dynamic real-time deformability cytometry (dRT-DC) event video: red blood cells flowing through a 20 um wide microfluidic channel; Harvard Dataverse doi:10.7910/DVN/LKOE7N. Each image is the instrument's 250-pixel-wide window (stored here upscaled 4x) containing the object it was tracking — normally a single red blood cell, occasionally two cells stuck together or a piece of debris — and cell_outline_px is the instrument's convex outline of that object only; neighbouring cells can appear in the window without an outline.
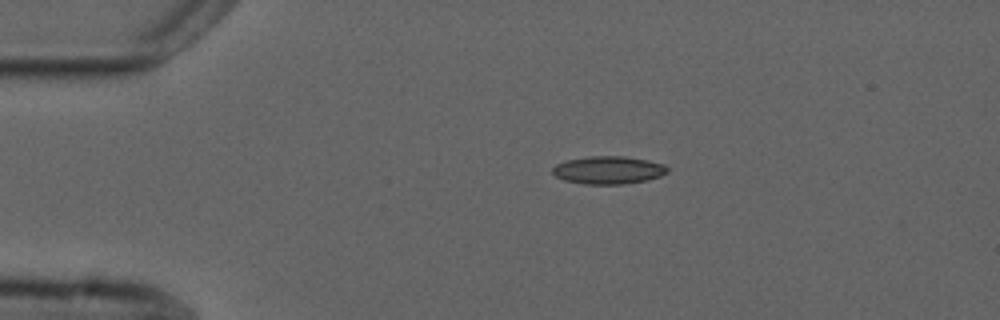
{"species": "common noctule bat (a hibernating species)", "species_latin": "Nyctalus noctula", "temperature_condition": "cold", "stored_images_in_passage": 5, "camera_frame_rate_fps": 3000, "um_per_image_px": 0.085, "animal": {"sex": "male", "forearm_length_mm": 52.5}, "frame": {"image": 1, "passage_image": 3, "time_ms": 2.333, "image_size_px": [1000, 320], "cell_outline_px": [[668, 172], [660, 176], [648, 180], [620, 184], [584, 184], [564, 180], [556, 176], [552, 172], [552, 168], [556, 164], [568, 160], [588, 156], [624, 156], [648, 160], [664, 164], [668, 168]], "centroid_in_image_um": [51.72, 14.45], "position_along_channel_um": 33.3, "area_um2": 18.61}}
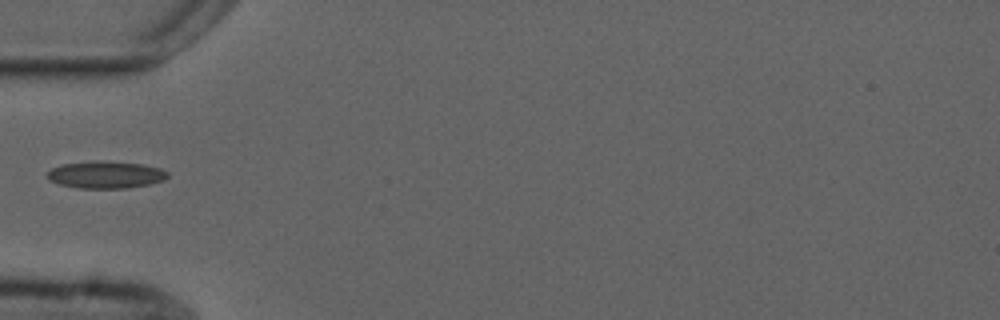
{"frame": {"image": 2, "passage_image": 5, "time_ms": 4.667, "image_size_px": [1000, 320], "cell_outline_px": [[168, 176], [164, 180], [148, 184], [128, 188], [80, 188], [60, 184], [48, 180], [48, 172], [52, 168], [64, 164], [100, 160], [140, 164], [160, 168], [168, 172]], "centroid_in_image_um": [9.0, 14.85], "position_along_channel_um": 76.0, "area_um2": 18.84}}